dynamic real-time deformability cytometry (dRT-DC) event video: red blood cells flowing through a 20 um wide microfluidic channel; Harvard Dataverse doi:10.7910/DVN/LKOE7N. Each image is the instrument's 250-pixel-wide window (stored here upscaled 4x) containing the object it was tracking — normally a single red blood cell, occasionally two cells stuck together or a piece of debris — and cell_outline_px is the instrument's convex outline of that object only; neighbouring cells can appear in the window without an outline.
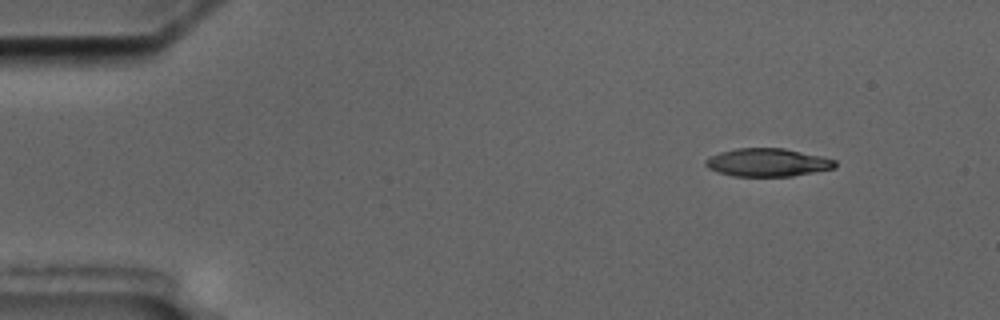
{"species": "common noctule bat (a hibernating species)", "species_latin": "Nyctalus noctula", "temperature_condition": "cold", "stored_images_in_passage": 4, "camera_frame_rate_fps": 3000, "um_per_image_px": 0.085, "animal": {"sex": "male", "body_mass_g": 17.5, "forearm_length_mm": 52.3}, "frame": {"image": 1, "passage_image": 1, "time_ms": 0.0, "image_size_px": [1000, 320], "cell_outline_px": [[836, 168], [792, 176], [732, 176], [716, 172], [708, 168], [704, 164], [704, 160], [720, 152], [736, 148], [784, 148], [820, 156], [836, 160]], "centroid_in_image_um": [65.22, 13.81], "position_along_channel_um": 19.8, "area_um2": 21.21}}
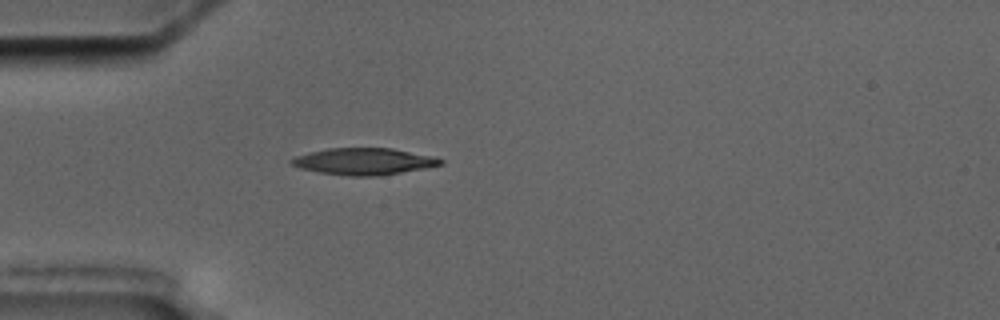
{"frame": {"image": 2, "passage_image": 4, "time_ms": 3.333, "image_size_px": [1000, 320], "cell_outline_px": [[444, 164], [424, 168], [400, 172], [372, 176], [348, 176], [320, 172], [300, 168], [292, 164], [288, 160], [296, 156], [308, 152], [328, 148], [392, 148], [436, 156], [444, 160]], "centroid_in_image_um": [30.95, 13.7], "position_along_channel_um": 54.1, "area_um2": 23.18}}